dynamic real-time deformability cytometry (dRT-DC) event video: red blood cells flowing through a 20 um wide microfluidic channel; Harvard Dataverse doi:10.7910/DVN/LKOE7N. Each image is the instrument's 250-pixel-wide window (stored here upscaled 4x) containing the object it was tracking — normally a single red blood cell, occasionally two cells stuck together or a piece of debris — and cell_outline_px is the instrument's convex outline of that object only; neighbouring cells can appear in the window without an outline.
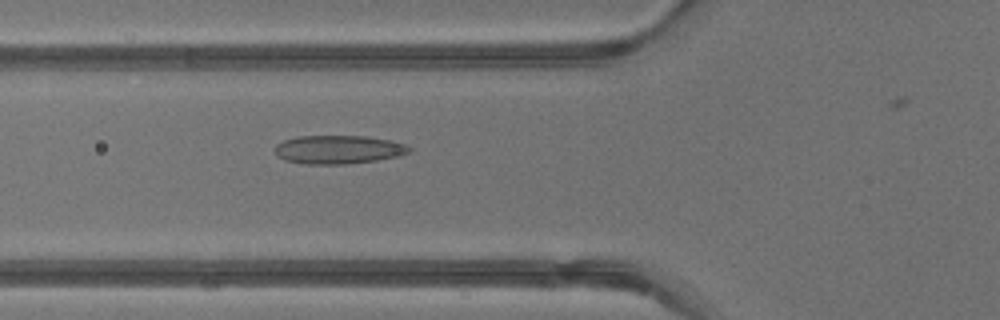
{"species": "common noctule bat (a hibernating species)", "species_latin": "Nyctalus noctula", "temperature_condition": "warm", "stored_images_in_passage": 40, "segment_of_instrument_passage": [1, 2], "camera_frame_rate_fps": 3000, "um_per_image_px": 0.085, "animal": {"sex": "male", "body_mass_g": 13.3}, "frame": {"image": 1, "passage_image": 16, "time_ms": 5.0, "image_size_px": [1000, 320], "cell_outline_px": [[412, 148], [408, 152], [400, 156], [376, 160], [344, 164], [304, 164], [284, 160], [276, 156], [276, 144], [284, 140], [296, 136], [364, 136], [392, 140], [404, 144]], "centroid_in_image_um": [28.75, 12.71], "position_along_channel_um": 97.1, "area_um2": 22.37}}
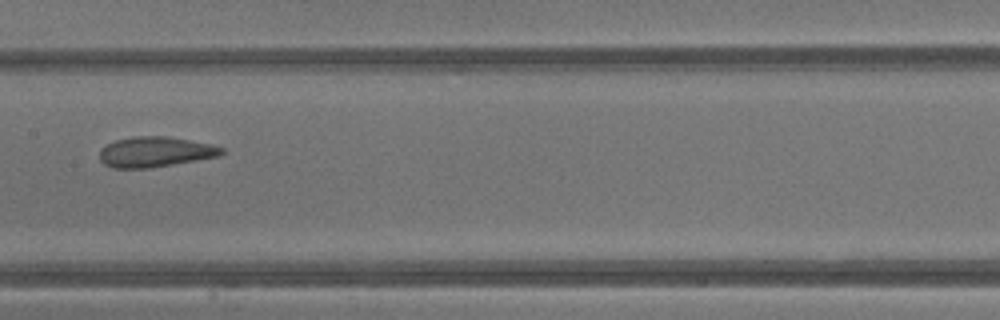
{"frame": {"image": 2, "passage_image": 22, "time_ms": 7.0, "image_size_px": [1000, 320], "cell_outline_px": [[224, 152], [220, 156], [152, 168], [112, 168], [104, 164], [100, 160], [100, 152], [108, 144], [116, 140], [136, 136], [168, 136], [212, 144], [224, 148]], "centroid_in_image_um": [13.23, 12.92], "position_along_channel_um": 194.2, "area_um2": 21.56}}
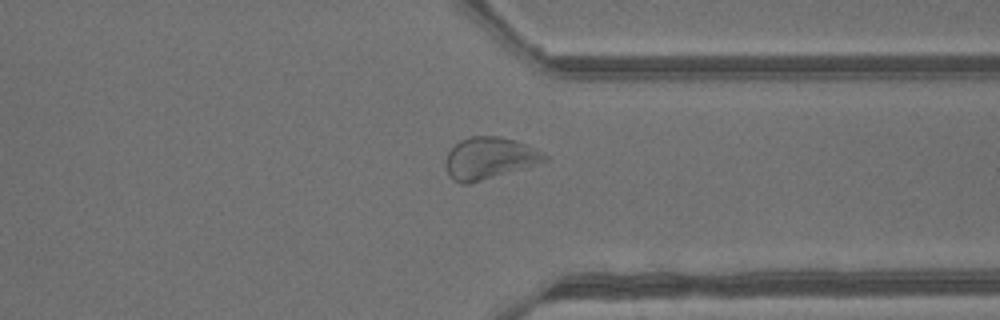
{"frame": {"image": 3, "passage_image": 33, "time_ms": 10.667, "image_size_px": [1000, 320], "cell_outline_px": [[548, 160], [468, 184], [460, 184], [452, 180], [448, 172], [448, 152], [460, 140], [472, 136], [496, 136], [516, 140], [544, 152], [548, 156]], "centroid_in_image_um": [41.61, 13.43], "position_along_channel_um": 369.8, "area_um2": 23.52}}